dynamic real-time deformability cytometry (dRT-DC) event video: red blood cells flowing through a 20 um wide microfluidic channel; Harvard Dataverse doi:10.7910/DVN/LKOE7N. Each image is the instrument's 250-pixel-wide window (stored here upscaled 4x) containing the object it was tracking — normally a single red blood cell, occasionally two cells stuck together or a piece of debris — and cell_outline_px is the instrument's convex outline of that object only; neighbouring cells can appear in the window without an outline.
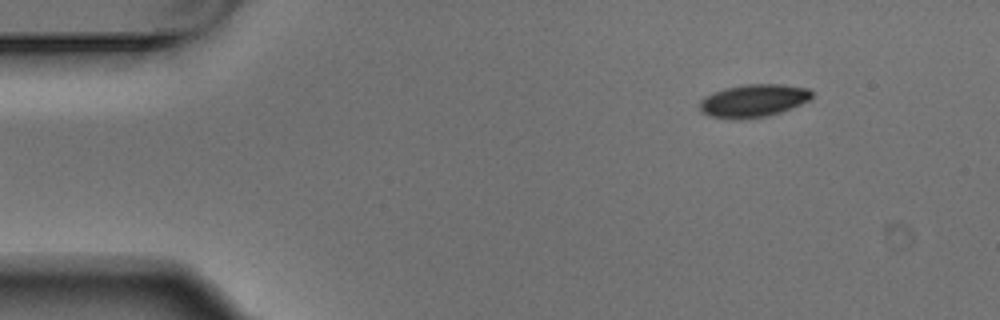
{"species": "Egyptian fruit bat (a non-hibernating species)", "species_latin": "Rousettus aegyptiacus", "temperature_condition": "warm", "stored_images_in_passage": 5, "segment_of_instrument_passage": [2, 2], "camera_frame_rate_fps": 3000, "um_per_image_px": 0.085, "animal": {"sex": "male"}, "frame": {"image": 1, "passage_image": 5, "time_ms": 1.333, "image_size_px": [1000, 320], "cell_outline_px": [[812, 96], [808, 100], [792, 108], [768, 116], [736, 120], [732, 120], [708, 116], [700, 112], [700, 100], [704, 96], [728, 88], [748, 84], [780, 84], [808, 88], [812, 92]], "centroid_in_image_um": [64.01, 8.58], "position_along_channel_um": 21.0, "area_um2": 21.44}}